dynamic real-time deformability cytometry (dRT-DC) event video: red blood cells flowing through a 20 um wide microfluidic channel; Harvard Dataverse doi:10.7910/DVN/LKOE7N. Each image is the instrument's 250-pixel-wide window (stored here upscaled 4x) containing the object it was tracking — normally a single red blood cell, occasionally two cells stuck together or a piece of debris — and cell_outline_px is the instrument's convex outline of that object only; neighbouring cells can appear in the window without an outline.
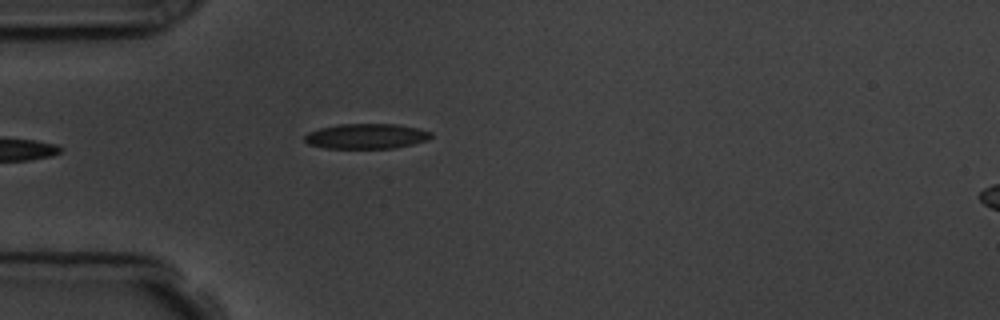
{"species": "common noctule bat (a hibernating species)", "species_latin": "Nyctalus noctula", "temperature_condition": "room temperature", "stored_images_in_passage": 25, "camera_frame_rate_fps": 3000, "um_per_image_px": 0.085, "animal": {"sex": "male", "body_mass_g": 19.5, "forearm_length_mm": 54.6}, "frame": {"image": 1, "passage_image": 1, "time_ms": 0.0, "image_size_px": [1000, 320], "cell_outline_px": [[432, 136], [428, 140], [412, 144], [392, 148], [324, 148], [308, 144], [304, 140], [304, 136], [308, 132], [320, 128], [340, 124], [396, 124], [416, 128], [432, 132]], "centroid_in_image_um": [31.12, 11.58], "position_along_channel_um": 53.9, "area_um2": 18.44}}
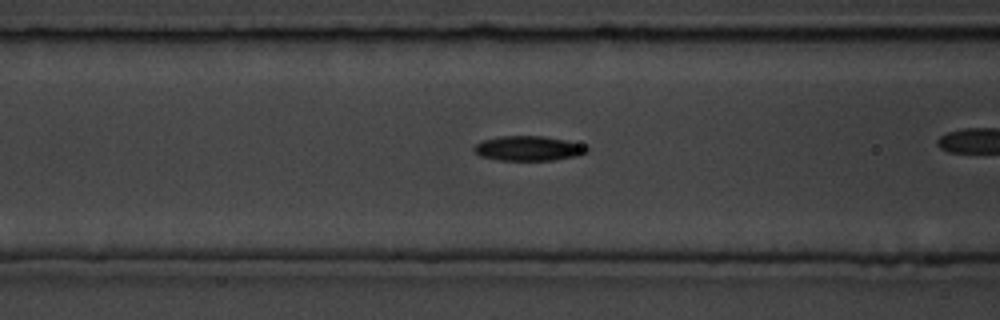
{"frame": {"image": 2, "passage_image": 4, "time_ms": 1.0, "image_size_px": [1000, 320], "cell_outline_px": [[588, 152], [576, 156], [552, 160], [500, 160], [480, 156], [472, 148], [476, 144], [484, 140], [500, 136], [540, 136], [564, 140], [580, 144], [588, 148]], "centroid_in_image_um": [44.89, 12.61], "position_along_channel_um": 121.7, "area_um2": 16.01}}